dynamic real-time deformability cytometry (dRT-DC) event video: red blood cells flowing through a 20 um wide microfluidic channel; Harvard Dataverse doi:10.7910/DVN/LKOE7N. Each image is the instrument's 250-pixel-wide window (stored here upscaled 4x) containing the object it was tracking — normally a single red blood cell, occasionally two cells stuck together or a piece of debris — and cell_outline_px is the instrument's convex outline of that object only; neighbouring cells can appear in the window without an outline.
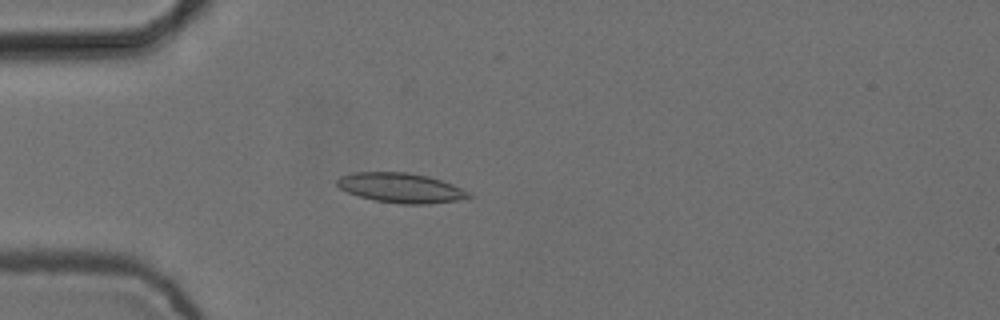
{"species": "common noctule bat (a hibernating species)", "species_latin": "Nyctalus noctula", "temperature_condition": "cold", "stored_images_in_passage": 3, "camera_frame_rate_fps": 3000, "um_per_image_px": 0.085, "animal": {"sex": "female", "body_mass_g": 24.6, "forearm_length_mm": 56.2}, "frame": {"image": 1, "passage_image": 3, "time_ms": 0.667, "image_size_px": [1000, 320], "cell_outline_px": [[476, 196], [456, 200], [428, 204], [400, 204], [372, 200], [348, 192], [340, 188], [336, 184], [336, 180], [340, 176], [352, 172], [404, 172], [428, 176], [452, 184]], "centroid_in_image_um": [34.05, 15.97], "position_along_channel_um": 51.0, "area_um2": 22.77}}